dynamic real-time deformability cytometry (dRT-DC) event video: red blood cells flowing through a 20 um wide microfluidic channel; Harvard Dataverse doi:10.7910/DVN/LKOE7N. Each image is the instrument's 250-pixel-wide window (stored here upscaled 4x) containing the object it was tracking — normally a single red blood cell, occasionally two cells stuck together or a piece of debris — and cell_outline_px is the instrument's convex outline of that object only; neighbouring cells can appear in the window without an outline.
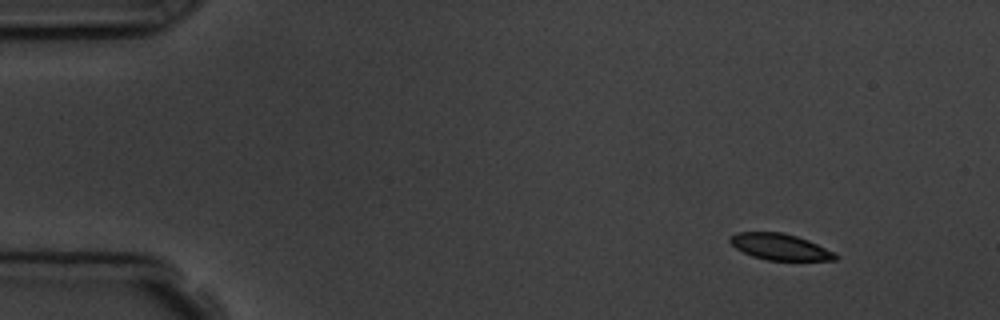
{"species": "common noctule bat (a hibernating species)", "species_latin": "Nyctalus noctula", "temperature_condition": "room temperature", "stored_images_in_passage": 4, "camera_frame_rate_fps": 3000, "um_per_image_px": 0.085, "animal": {"sex": "male", "body_mass_g": 19.5, "forearm_length_mm": 54.6}, "frame": {"image": 1, "passage_image": 1, "time_ms": 0.0, "image_size_px": [1000, 320], "cell_outline_px": [[836, 260], [768, 260], [752, 256], [736, 248], [728, 240], [736, 232], [784, 232], [808, 240], [832, 252], [836, 256]], "centroid_in_image_um": [66.25, 20.97], "position_along_channel_um": 18.8, "area_um2": 15.78}}
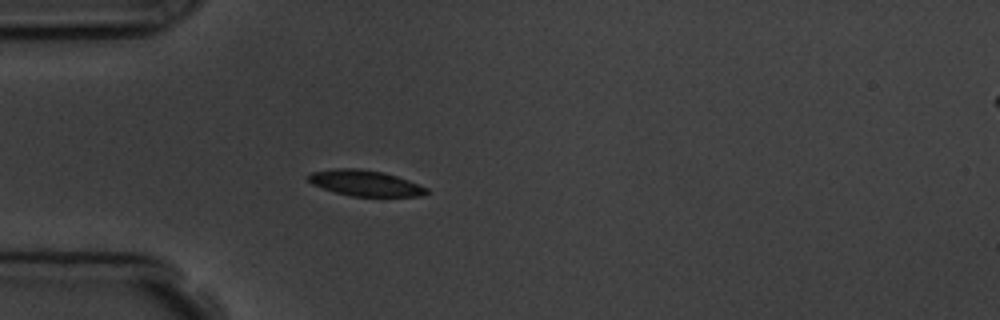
{"frame": {"image": 2, "passage_image": 4, "time_ms": 3.333, "image_size_px": [1000, 320], "cell_outline_px": [[428, 192], [420, 196], [352, 196], [336, 192], [312, 184], [304, 176], [312, 172], [336, 168], [360, 168], [380, 172], [396, 176], [408, 180], [428, 188]], "centroid_in_image_um": [31.01, 15.55], "position_along_channel_um": 54.0, "area_um2": 17.57}}